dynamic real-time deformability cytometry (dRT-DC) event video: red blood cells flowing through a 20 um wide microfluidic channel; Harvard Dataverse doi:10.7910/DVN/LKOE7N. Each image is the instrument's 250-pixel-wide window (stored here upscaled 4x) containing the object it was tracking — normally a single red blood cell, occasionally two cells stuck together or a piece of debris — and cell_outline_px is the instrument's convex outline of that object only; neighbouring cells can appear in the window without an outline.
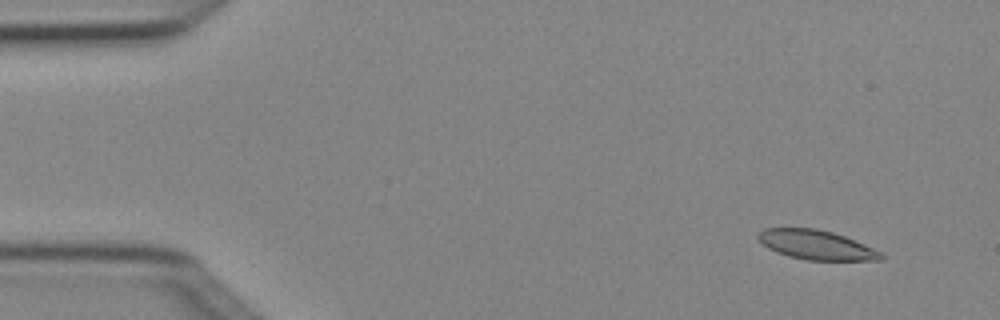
{"species": "Egyptian fruit bat (a non-hibernating species)", "species_latin": "Rousettus aegyptiacus", "temperature_condition": "cold", "stored_images_in_passage": 3, "camera_frame_rate_fps": 3000, "um_per_image_px": 0.085, "animal": {"sex": "female"}, "frame": {"image": 1, "passage_image": 1, "time_ms": 0.0, "image_size_px": [1000, 320], "cell_outline_px": [[884, 256], [880, 260], [808, 260], [788, 256], [776, 252], [768, 248], [756, 236], [764, 228], [816, 228], [832, 232], [844, 236], [884, 252]], "centroid_in_image_um": [69.41, 20.82], "position_along_channel_um": 15.6, "area_um2": 20.98}}
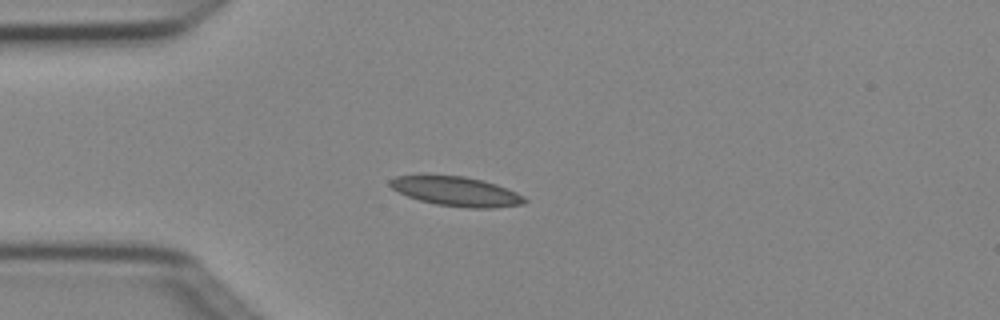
{"frame": {"image": 2, "passage_image": 3, "time_ms": 0.667, "image_size_px": [1000, 320], "cell_outline_px": [[528, 200], [524, 204], [496, 208], [468, 208], [436, 204], [420, 200], [408, 196], [392, 188], [388, 184], [388, 180], [396, 176], [464, 176], [484, 180], [496, 184], [516, 192], [524, 196]], "centroid_in_image_um": [38.83, 16.28], "position_along_channel_um": 46.2, "area_um2": 22.95}}